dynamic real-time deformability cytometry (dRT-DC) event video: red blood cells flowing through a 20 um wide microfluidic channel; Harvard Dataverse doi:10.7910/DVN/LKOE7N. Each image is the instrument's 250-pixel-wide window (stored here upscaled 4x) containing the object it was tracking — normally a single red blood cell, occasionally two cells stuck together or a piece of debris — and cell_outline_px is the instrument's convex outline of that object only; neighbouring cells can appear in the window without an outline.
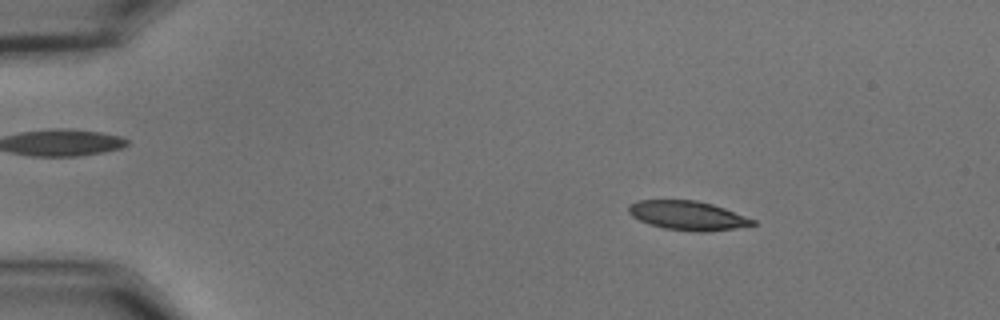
{"species": "common noctule bat (a hibernating species)", "species_latin": "Nyctalus noctula", "temperature_condition": "cold", "stored_images_in_passage": 52, "camera_frame_rate_fps": 3000, "um_per_image_px": 0.085, "animal": {"sex": "male", "body_mass_g": 15.6}, "frame": {"image": 1, "passage_image": 5, "time_ms": 1.333, "image_size_px": [1000, 320], "cell_outline_px": [[756, 224], [736, 228], [704, 232], [700, 232], [664, 228], [648, 224], [632, 216], [628, 212], [628, 204], [640, 200], [696, 200], [712, 204], [724, 208], [756, 220]], "centroid_in_image_um": [58.44, 18.31], "position_along_channel_um": 26.6, "area_um2": 20.98}}
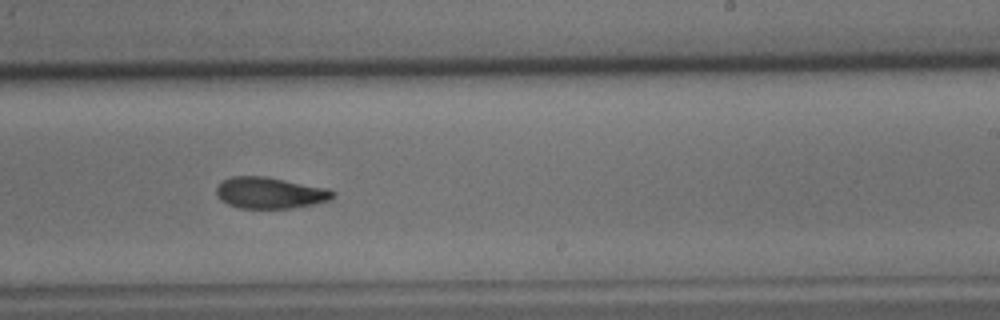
{"frame": {"image": 2, "passage_image": 31, "time_ms": 10.0, "image_size_px": [1000, 320], "cell_outline_px": [[336, 196], [328, 200], [312, 204], [292, 208], [240, 208], [228, 204], [220, 200], [216, 192], [216, 188], [224, 180], [232, 176], [264, 176], [328, 188], [336, 192]], "centroid_in_image_um": [22.96, 16.39], "position_along_channel_um": 266.0, "area_um2": 21.15}}
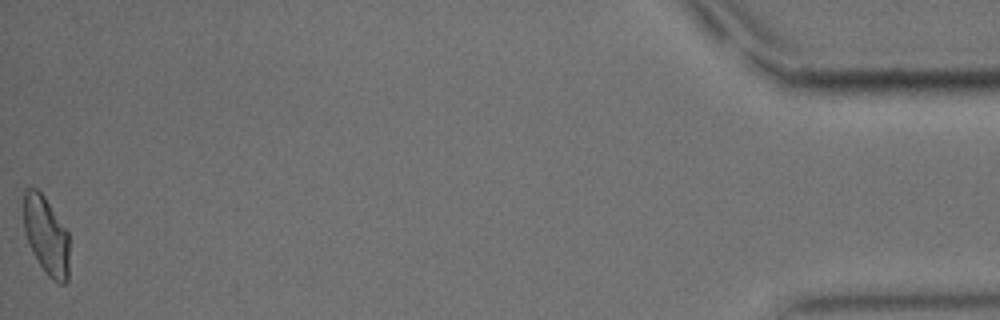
{"frame": {"image": 3, "passage_image": 52, "time_ms": 17.0, "image_size_px": [1000, 320], "cell_outline_px": [[68, 280], [64, 284], [60, 284], [52, 280], [48, 276], [32, 252], [24, 232], [24, 188], [36, 188], [44, 196], [68, 232]], "centroid_in_image_um": [3.92, 20.03], "position_along_channel_um": 431.3, "area_um2": 20.69}, "authors_computed_cell_mechanics": {"area_um2": 21.7328, "velocity_mm_per_s": 3.6243, "shape_relaxation_time_tau1_ms": 5.138, "shape_relaxation_time_tau2_ms": 4.0417, "deformation_change_tau1": 0.1379, "deformation_change_tau2": 0.0925}}